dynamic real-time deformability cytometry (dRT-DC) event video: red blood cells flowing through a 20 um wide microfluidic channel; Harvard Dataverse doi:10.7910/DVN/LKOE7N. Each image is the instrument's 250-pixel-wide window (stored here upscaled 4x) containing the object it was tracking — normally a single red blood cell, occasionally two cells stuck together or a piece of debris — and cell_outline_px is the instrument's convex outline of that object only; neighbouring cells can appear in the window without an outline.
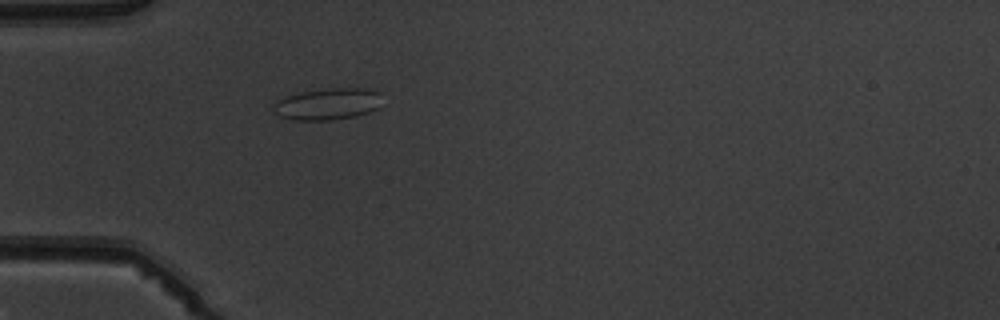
{"species": "common noctule bat (a hibernating species)", "species_latin": "Nyctalus noctula", "temperature_condition": "warm", "stored_images_in_passage": 5, "camera_frame_rate_fps": 3000, "um_per_image_px": 0.085, "animal": {"sex": "male", "body_mass_g": 19.5, "forearm_length_mm": 54.6}, "frame": {"image": 1, "passage_image": 5, "time_ms": 4.667, "image_size_px": [1000, 320], "cell_outline_px": [[380, 108], [356, 116], [332, 120], [296, 120], [280, 116], [272, 108], [276, 100], [284, 96], [300, 92], [332, 88], [364, 88], [380, 92]], "centroid_in_image_um": [27.86, 8.84], "position_along_channel_um": 57.1, "area_um2": 20.11}}